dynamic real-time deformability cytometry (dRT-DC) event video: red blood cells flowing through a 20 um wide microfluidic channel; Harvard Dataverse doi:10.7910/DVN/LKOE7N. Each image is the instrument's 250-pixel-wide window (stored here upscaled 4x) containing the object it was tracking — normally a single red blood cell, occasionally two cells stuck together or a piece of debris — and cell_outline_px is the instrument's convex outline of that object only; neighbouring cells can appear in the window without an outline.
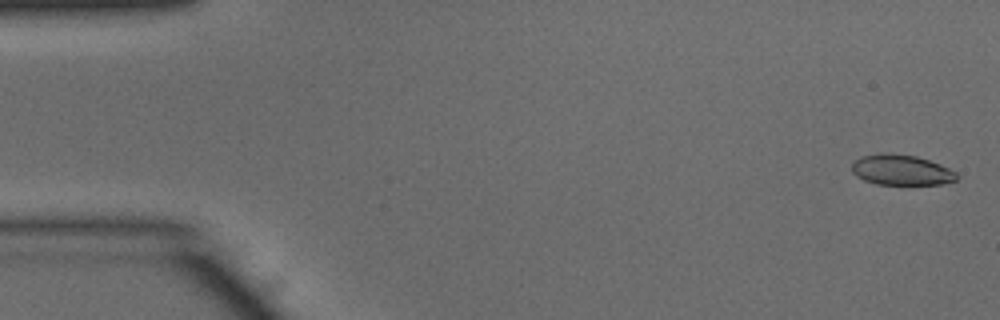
{"species": "common noctule bat (a hibernating species)", "species_latin": "Nyctalus noctula", "temperature_condition": "warm", "stored_images_in_passage": 45, "camera_frame_rate_fps": 3000, "um_per_image_px": 0.085, "animal": {"sex": "male", "body_mass_g": 15.6}, "frame": {"image": 1, "passage_image": 2, "time_ms": 0.333, "image_size_px": [1000, 320], "cell_outline_px": [[960, 176], [956, 180], [940, 184], [876, 184], [864, 180], [856, 176], [852, 172], [852, 160], [860, 156], [880, 152], [884, 152], [916, 156], [940, 164], [956, 172]], "centroid_in_image_um": [76.57, 14.43], "position_along_channel_um": 8.4, "area_um2": 18.79}}
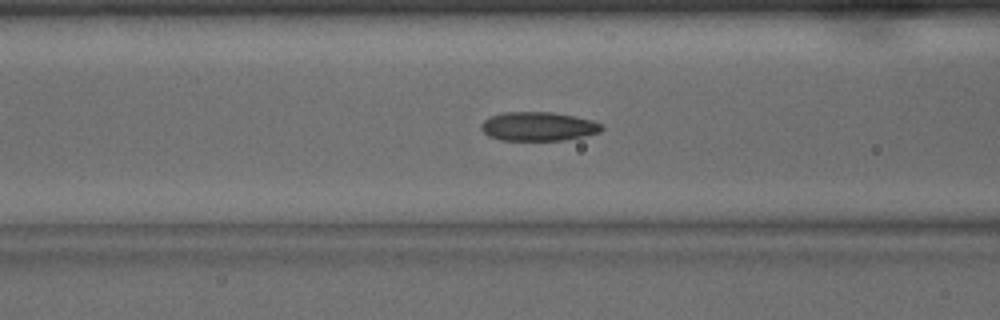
{"frame": {"image": 2, "passage_image": 20, "time_ms": 6.333, "image_size_px": [1000, 320], "cell_outline_px": [[604, 128], [600, 132], [584, 136], [564, 140], [500, 140], [488, 136], [480, 128], [480, 124], [484, 120], [492, 116], [504, 112], [552, 112], [592, 120], [604, 124]], "centroid_in_image_um": [45.76, 10.75], "position_along_channel_um": 120.8, "area_um2": 20.35}}
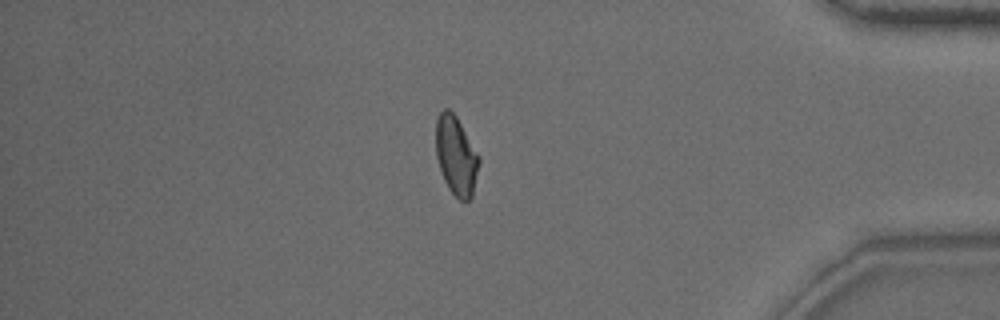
{"frame": {"image": 3, "passage_image": 43, "time_ms": 14.0, "image_size_px": [1000, 320], "cell_outline_px": [[480, 160], [472, 196], [468, 200], [460, 200], [448, 188], [444, 180], [436, 156], [436, 120], [440, 112], [444, 108], [448, 108], [456, 116], [480, 156]], "centroid_in_image_um": [38.77, 13.21], "position_along_channel_um": 396.4, "area_um2": 19.71}}